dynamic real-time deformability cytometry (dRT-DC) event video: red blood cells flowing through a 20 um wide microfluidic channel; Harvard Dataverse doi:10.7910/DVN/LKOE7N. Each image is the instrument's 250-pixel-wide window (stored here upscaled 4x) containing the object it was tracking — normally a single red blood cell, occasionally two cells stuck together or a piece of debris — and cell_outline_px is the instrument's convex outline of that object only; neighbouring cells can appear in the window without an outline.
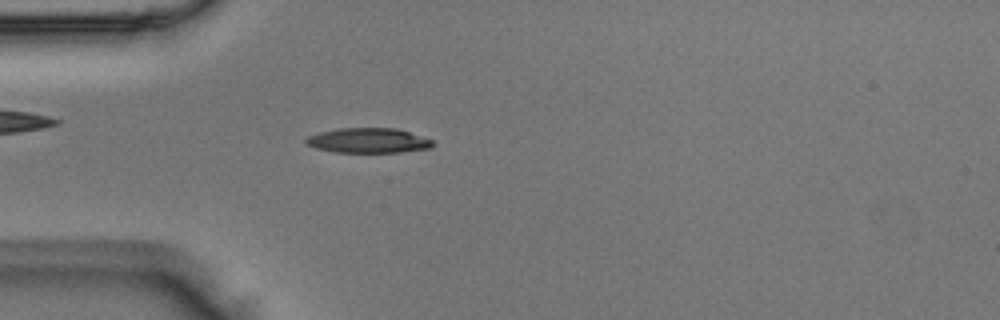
{"species": "Egyptian fruit bat (a non-hibernating species)", "species_latin": "Rousettus aegyptiacus", "temperature_condition": "room temperature", "stored_images_in_passage": 50, "camera_frame_rate_fps": 3000, "um_per_image_px": 0.085, "animal": {"sex": "male"}, "frame": {"image": 1, "passage_image": 14, "time_ms": 4.333, "image_size_px": [1000, 320], "cell_outline_px": [[436, 144], [432, 148], [400, 152], [336, 152], [316, 148], [304, 144], [304, 140], [308, 136], [320, 132], [340, 128], [396, 128], [432, 140]], "centroid_in_image_um": [31.3, 11.95], "position_along_channel_um": 53.7, "area_um2": 18.38}}
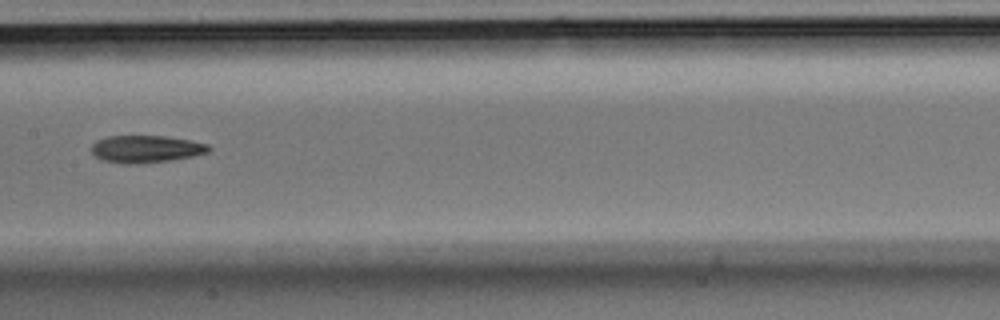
{"frame": {"image": 2, "passage_image": 25, "time_ms": 8.0, "image_size_px": [1000, 320], "cell_outline_px": [[212, 148], [208, 152], [192, 156], [168, 160], [136, 164], [120, 164], [100, 160], [92, 152], [92, 144], [96, 140], [108, 136], [164, 136], [188, 140], [208, 144]], "centroid_in_image_um": [12.36, 12.67], "position_along_channel_um": 195.0, "area_um2": 18.61}}
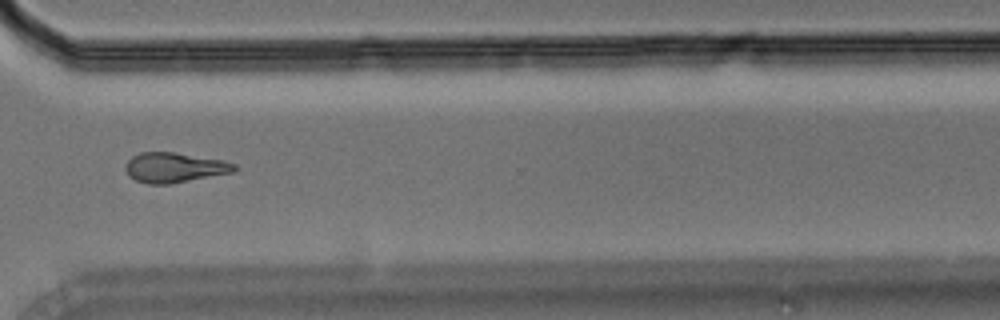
{"frame": {"image": 3, "passage_image": 37, "time_ms": 12.0, "image_size_px": [1000, 320], "cell_outline_px": [[236, 172], [168, 184], [148, 184], [136, 180], [128, 176], [124, 168], [124, 164], [132, 156], [140, 152], [176, 152], [224, 160], [236, 164]], "centroid_in_image_um": [14.82, 14.23], "position_along_channel_um": 355.8, "area_um2": 19.25}}